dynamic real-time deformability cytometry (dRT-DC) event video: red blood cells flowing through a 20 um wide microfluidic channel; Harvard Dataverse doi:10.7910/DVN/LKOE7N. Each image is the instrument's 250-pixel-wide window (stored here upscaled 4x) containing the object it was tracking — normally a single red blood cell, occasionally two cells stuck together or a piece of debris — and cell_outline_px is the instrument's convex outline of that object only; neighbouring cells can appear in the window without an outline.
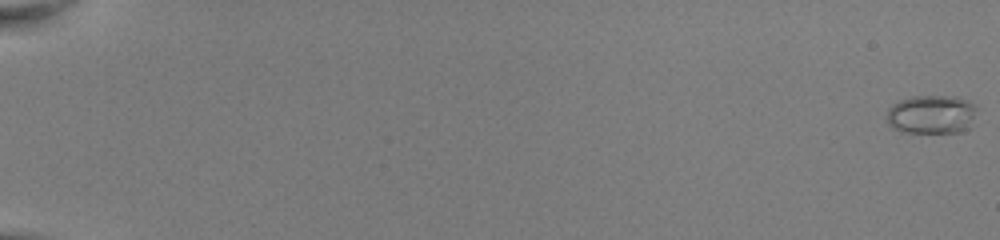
{"species": "common noctule bat (a hibernating species)", "species_latin": "Nyctalus noctula", "temperature_condition": "room temperature", "stored_images_in_passage": 53, "camera_frame_rate_fps": 3000, "um_per_image_px": 0.085, "animal": {"sex": "female", "body_mass_g": 22.0, "forearm_length_mm": 56.7}, "frame": {"image": 1, "passage_image": 1, "time_ms": 0.0, "image_size_px": [1000, 240], "cell_outline_px": [[976, 108], [972, 128], [960, 132], [900, 132], [892, 128], [888, 124], [888, 108], [892, 104], [900, 100], [912, 96], [956, 96], [968, 100], [976, 104]], "centroid_in_image_um": [79.21, 9.72], "position_along_channel_um": 5.8, "area_um2": 20.69}}
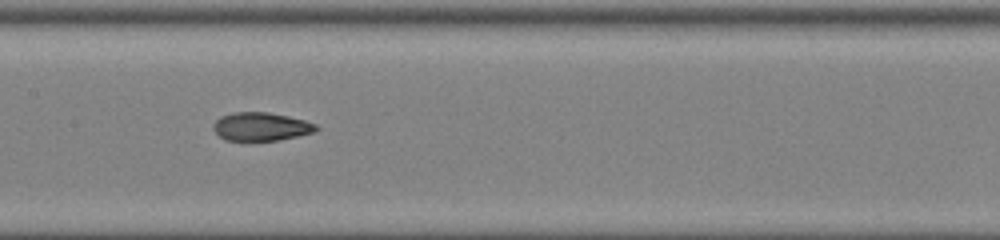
{"frame": {"image": 2, "passage_image": 30, "time_ms": 9.667, "image_size_px": [1000, 240], "cell_outline_px": [[320, 128], [312, 132], [280, 140], [224, 140], [212, 128], [212, 124], [220, 116], [236, 112], [268, 112], [288, 116], [304, 120], [316, 124]], "centroid_in_image_um": [22.17, 10.75], "position_along_channel_um": 185.2, "area_um2": 16.88}}
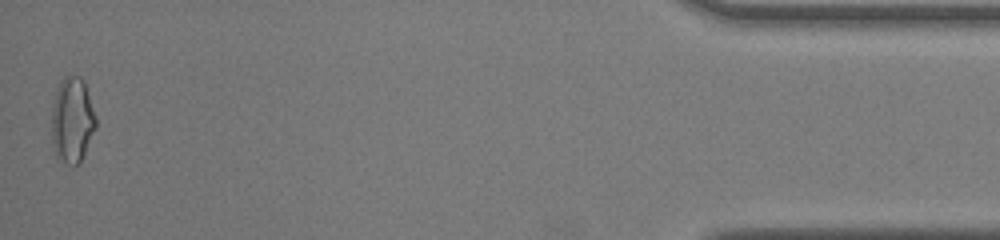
{"frame": {"image": 3, "passage_image": 53, "time_ms": 17.333, "image_size_px": [1000, 240], "cell_outline_px": [[96, 128], [80, 164], [68, 164], [56, 160], [52, 148], [52, 108], [56, 92], [64, 76], [80, 76], [84, 80], [96, 116]], "centroid_in_image_um": [6.14, 10.26], "position_along_channel_um": 429.1, "area_um2": 22.31}, "authors_computed_cell_mechanics": {"area_um2": 17.6868, "velocity_mm_per_s": 4.0812, "shape_relaxation_time_tau1_ms": 5.7705, "shape_relaxation_time_tau2_ms": 1.1978, "deformation_change_tau1": 0.234, "deformation_change_tau2": 0.068}}